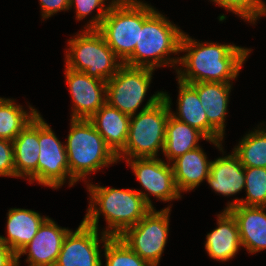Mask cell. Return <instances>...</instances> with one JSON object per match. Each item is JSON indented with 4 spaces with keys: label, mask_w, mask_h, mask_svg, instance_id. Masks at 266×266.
<instances>
[{
    "label": "cell",
    "mask_w": 266,
    "mask_h": 266,
    "mask_svg": "<svg viewBox=\"0 0 266 266\" xmlns=\"http://www.w3.org/2000/svg\"><path fill=\"white\" fill-rule=\"evenodd\" d=\"M180 52H187L185 56L179 58L178 63L186 69L176 68L177 78L180 81L189 84L230 83L239 75L251 49L232 44L200 43L184 33Z\"/></svg>",
    "instance_id": "6da1fadb"
},
{
    "label": "cell",
    "mask_w": 266,
    "mask_h": 266,
    "mask_svg": "<svg viewBox=\"0 0 266 266\" xmlns=\"http://www.w3.org/2000/svg\"><path fill=\"white\" fill-rule=\"evenodd\" d=\"M87 189L91 199L83 221L98 230L102 214L108 224L103 232L111 237H119L154 208L148 193L143 191L107 188L91 183L87 184Z\"/></svg>",
    "instance_id": "7a4b0ae2"
},
{
    "label": "cell",
    "mask_w": 266,
    "mask_h": 266,
    "mask_svg": "<svg viewBox=\"0 0 266 266\" xmlns=\"http://www.w3.org/2000/svg\"><path fill=\"white\" fill-rule=\"evenodd\" d=\"M183 34L179 27L155 10L139 26V42L136 43L133 55L124 64L153 70L169 64L175 67L179 57L174 59L169 56L171 53H180Z\"/></svg>",
    "instance_id": "3957f363"
},
{
    "label": "cell",
    "mask_w": 266,
    "mask_h": 266,
    "mask_svg": "<svg viewBox=\"0 0 266 266\" xmlns=\"http://www.w3.org/2000/svg\"><path fill=\"white\" fill-rule=\"evenodd\" d=\"M170 109L163 99V91L152 95L140 112L130 117L127 142L117 155L120 159L157 157L163 152L166 124Z\"/></svg>",
    "instance_id": "277c9868"
},
{
    "label": "cell",
    "mask_w": 266,
    "mask_h": 266,
    "mask_svg": "<svg viewBox=\"0 0 266 266\" xmlns=\"http://www.w3.org/2000/svg\"><path fill=\"white\" fill-rule=\"evenodd\" d=\"M65 145L70 176L78 182L109 164L117 163V156L89 119H71ZM85 179V180H84Z\"/></svg>",
    "instance_id": "5b68a950"
},
{
    "label": "cell",
    "mask_w": 266,
    "mask_h": 266,
    "mask_svg": "<svg viewBox=\"0 0 266 266\" xmlns=\"http://www.w3.org/2000/svg\"><path fill=\"white\" fill-rule=\"evenodd\" d=\"M140 0H115L97 29L121 62L125 63L139 42V26L155 11Z\"/></svg>",
    "instance_id": "8992f818"
},
{
    "label": "cell",
    "mask_w": 266,
    "mask_h": 266,
    "mask_svg": "<svg viewBox=\"0 0 266 266\" xmlns=\"http://www.w3.org/2000/svg\"><path fill=\"white\" fill-rule=\"evenodd\" d=\"M81 32L68 41L65 67L107 82L124 63L97 29H85Z\"/></svg>",
    "instance_id": "52a82bcc"
},
{
    "label": "cell",
    "mask_w": 266,
    "mask_h": 266,
    "mask_svg": "<svg viewBox=\"0 0 266 266\" xmlns=\"http://www.w3.org/2000/svg\"><path fill=\"white\" fill-rule=\"evenodd\" d=\"M171 207L157 211L152 208L136 225L128 227L119 237L143 260L158 266L169 233Z\"/></svg>",
    "instance_id": "ba28073f"
},
{
    "label": "cell",
    "mask_w": 266,
    "mask_h": 266,
    "mask_svg": "<svg viewBox=\"0 0 266 266\" xmlns=\"http://www.w3.org/2000/svg\"><path fill=\"white\" fill-rule=\"evenodd\" d=\"M153 69L123 64L106 82V102L128 116H134L149 89Z\"/></svg>",
    "instance_id": "9c48e42d"
},
{
    "label": "cell",
    "mask_w": 266,
    "mask_h": 266,
    "mask_svg": "<svg viewBox=\"0 0 266 266\" xmlns=\"http://www.w3.org/2000/svg\"><path fill=\"white\" fill-rule=\"evenodd\" d=\"M38 142L37 182L58 189L69 178V186L74 185L76 181L70 176L65 144L62 145L41 114H38Z\"/></svg>",
    "instance_id": "30bf717a"
},
{
    "label": "cell",
    "mask_w": 266,
    "mask_h": 266,
    "mask_svg": "<svg viewBox=\"0 0 266 266\" xmlns=\"http://www.w3.org/2000/svg\"><path fill=\"white\" fill-rule=\"evenodd\" d=\"M86 224L83 220L75 230L65 236L55 266H102L99 242L105 243L111 236Z\"/></svg>",
    "instance_id": "8fae6325"
},
{
    "label": "cell",
    "mask_w": 266,
    "mask_h": 266,
    "mask_svg": "<svg viewBox=\"0 0 266 266\" xmlns=\"http://www.w3.org/2000/svg\"><path fill=\"white\" fill-rule=\"evenodd\" d=\"M126 162L131 166L142 187L158 198L157 200L168 202L181 198L169 162L166 163L158 157L132 158Z\"/></svg>",
    "instance_id": "7c38bea8"
},
{
    "label": "cell",
    "mask_w": 266,
    "mask_h": 266,
    "mask_svg": "<svg viewBox=\"0 0 266 266\" xmlns=\"http://www.w3.org/2000/svg\"><path fill=\"white\" fill-rule=\"evenodd\" d=\"M73 108L71 119H90L106 103V82L65 68Z\"/></svg>",
    "instance_id": "4fadbf2b"
},
{
    "label": "cell",
    "mask_w": 266,
    "mask_h": 266,
    "mask_svg": "<svg viewBox=\"0 0 266 266\" xmlns=\"http://www.w3.org/2000/svg\"><path fill=\"white\" fill-rule=\"evenodd\" d=\"M68 232V228L58 226L48 217L32 240L17 254V266L20 265L19 258L25 254L29 266H55Z\"/></svg>",
    "instance_id": "5bb4252c"
},
{
    "label": "cell",
    "mask_w": 266,
    "mask_h": 266,
    "mask_svg": "<svg viewBox=\"0 0 266 266\" xmlns=\"http://www.w3.org/2000/svg\"><path fill=\"white\" fill-rule=\"evenodd\" d=\"M199 96L208 119V140L223 141L225 118L229 103L231 83L198 82L190 84Z\"/></svg>",
    "instance_id": "9a60e30c"
},
{
    "label": "cell",
    "mask_w": 266,
    "mask_h": 266,
    "mask_svg": "<svg viewBox=\"0 0 266 266\" xmlns=\"http://www.w3.org/2000/svg\"><path fill=\"white\" fill-rule=\"evenodd\" d=\"M265 209L266 206H245L242 204L229 209L236 219L241 245L251 254L266 249Z\"/></svg>",
    "instance_id": "2e32d148"
},
{
    "label": "cell",
    "mask_w": 266,
    "mask_h": 266,
    "mask_svg": "<svg viewBox=\"0 0 266 266\" xmlns=\"http://www.w3.org/2000/svg\"><path fill=\"white\" fill-rule=\"evenodd\" d=\"M218 226L207 234L205 249L214 260L228 261L234 258L242 246L235 217L229 210L218 214Z\"/></svg>",
    "instance_id": "e0dca14e"
},
{
    "label": "cell",
    "mask_w": 266,
    "mask_h": 266,
    "mask_svg": "<svg viewBox=\"0 0 266 266\" xmlns=\"http://www.w3.org/2000/svg\"><path fill=\"white\" fill-rule=\"evenodd\" d=\"M177 81L179 85L177 113L171 111V98L166 92H163V99L170 109V115L200 131L207 141L213 143L220 151L224 152L221 141L208 140V119L197 91L189 83L182 82L179 79Z\"/></svg>",
    "instance_id": "ac0fdd59"
},
{
    "label": "cell",
    "mask_w": 266,
    "mask_h": 266,
    "mask_svg": "<svg viewBox=\"0 0 266 266\" xmlns=\"http://www.w3.org/2000/svg\"><path fill=\"white\" fill-rule=\"evenodd\" d=\"M39 152L37 115L13 140L16 177H27L31 183L37 181Z\"/></svg>",
    "instance_id": "d6986e66"
},
{
    "label": "cell",
    "mask_w": 266,
    "mask_h": 266,
    "mask_svg": "<svg viewBox=\"0 0 266 266\" xmlns=\"http://www.w3.org/2000/svg\"><path fill=\"white\" fill-rule=\"evenodd\" d=\"M89 120L117 156L127 142L130 116L106 102Z\"/></svg>",
    "instance_id": "ffe728a7"
},
{
    "label": "cell",
    "mask_w": 266,
    "mask_h": 266,
    "mask_svg": "<svg viewBox=\"0 0 266 266\" xmlns=\"http://www.w3.org/2000/svg\"><path fill=\"white\" fill-rule=\"evenodd\" d=\"M206 181L216 193L224 196L235 195L245 188L244 166L232 151L231 154L211 162Z\"/></svg>",
    "instance_id": "44dd1931"
},
{
    "label": "cell",
    "mask_w": 266,
    "mask_h": 266,
    "mask_svg": "<svg viewBox=\"0 0 266 266\" xmlns=\"http://www.w3.org/2000/svg\"><path fill=\"white\" fill-rule=\"evenodd\" d=\"M7 238L0 235V241L18 254L35 236L48 217L28 209L11 208L7 214Z\"/></svg>",
    "instance_id": "7402d4cb"
},
{
    "label": "cell",
    "mask_w": 266,
    "mask_h": 266,
    "mask_svg": "<svg viewBox=\"0 0 266 266\" xmlns=\"http://www.w3.org/2000/svg\"><path fill=\"white\" fill-rule=\"evenodd\" d=\"M207 158L199 146L171 162L175 183L180 193L195 189L208 177L212 161Z\"/></svg>",
    "instance_id": "603a6c76"
},
{
    "label": "cell",
    "mask_w": 266,
    "mask_h": 266,
    "mask_svg": "<svg viewBox=\"0 0 266 266\" xmlns=\"http://www.w3.org/2000/svg\"><path fill=\"white\" fill-rule=\"evenodd\" d=\"M202 138L207 140L200 131L169 114L165 132L164 156L171 163L180 155L199 147L198 142Z\"/></svg>",
    "instance_id": "cb8c5ba5"
},
{
    "label": "cell",
    "mask_w": 266,
    "mask_h": 266,
    "mask_svg": "<svg viewBox=\"0 0 266 266\" xmlns=\"http://www.w3.org/2000/svg\"><path fill=\"white\" fill-rule=\"evenodd\" d=\"M27 112L12 99H0V139L13 141L16 136L39 114L29 106Z\"/></svg>",
    "instance_id": "d4e9b609"
},
{
    "label": "cell",
    "mask_w": 266,
    "mask_h": 266,
    "mask_svg": "<svg viewBox=\"0 0 266 266\" xmlns=\"http://www.w3.org/2000/svg\"><path fill=\"white\" fill-rule=\"evenodd\" d=\"M244 167L266 168V129H255L244 136L233 151Z\"/></svg>",
    "instance_id": "484cf974"
},
{
    "label": "cell",
    "mask_w": 266,
    "mask_h": 266,
    "mask_svg": "<svg viewBox=\"0 0 266 266\" xmlns=\"http://www.w3.org/2000/svg\"><path fill=\"white\" fill-rule=\"evenodd\" d=\"M245 172V199H235L229 202L224 210L236 205L266 206V168L244 167Z\"/></svg>",
    "instance_id": "4316f807"
},
{
    "label": "cell",
    "mask_w": 266,
    "mask_h": 266,
    "mask_svg": "<svg viewBox=\"0 0 266 266\" xmlns=\"http://www.w3.org/2000/svg\"><path fill=\"white\" fill-rule=\"evenodd\" d=\"M102 246L105 266H153L140 258L120 237H110Z\"/></svg>",
    "instance_id": "83f0119b"
},
{
    "label": "cell",
    "mask_w": 266,
    "mask_h": 266,
    "mask_svg": "<svg viewBox=\"0 0 266 266\" xmlns=\"http://www.w3.org/2000/svg\"><path fill=\"white\" fill-rule=\"evenodd\" d=\"M218 6L232 11L242 19L255 24L262 15L266 16V4L262 0H211Z\"/></svg>",
    "instance_id": "f1b7e54d"
},
{
    "label": "cell",
    "mask_w": 266,
    "mask_h": 266,
    "mask_svg": "<svg viewBox=\"0 0 266 266\" xmlns=\"http://www.w3.org/2000/svg\"><path fill=\"white\" fill-rule=\"evenodd\" d=\"M105 1L107 0H69V9L74 5L78 21L87 17L94 11V9L99 10L98 13L95 14V17H92V19L89 20V23H87V26H85L86 29H98L102 24V20L108 13L111 4L115 0L109 2V5H107ZM104 5L107 6L105 7Z\"/></svg>",
    "instance_id": "f546056e"
},
{
    "label": "cell",
    "mask_w": 266,
    "mask_h": 266,
    "mask_svg": "<svg viewBox=\"0 0 266 266\" xmlns=\"http://www.w3.org/2000/svg\"><path fill=\"white\" fill-rule=\"evenodd\" d=\"M0 176L16 177L13 141L7 139H0Z\"/></svg>",
    "instance_id": "4dcf8cb0"
},
{
    "label": "cell",
    "mask_w": 266,
    "mask_h": 266,
    "mask_svg": "<svg viewBox=\"0 0 266 266\" xmlns=\"http://www.w3.org/2000/svg\"><path fill=\"white\" fill-rule=\"evenodd\" d=\"M43 20L57 14V12L69 10V0H39Z\"/></svg>",
    "instance_id": "1f68e13d"
},
{
    "label": "cell",
    "mask_w": 266,
    "mask_h": 266,
    "mask_svg": "<svg viewBox=\"0 0 266 266\" xmlns=\"http://www.w3.org/2000/svg\"><path fill=\"white\" fill-rule=\"evenodd\" d=\"M0 266H17V254L1 241Z\"/></svg>",
    "instance_id": "d6a6232c"
}]
</instances>
